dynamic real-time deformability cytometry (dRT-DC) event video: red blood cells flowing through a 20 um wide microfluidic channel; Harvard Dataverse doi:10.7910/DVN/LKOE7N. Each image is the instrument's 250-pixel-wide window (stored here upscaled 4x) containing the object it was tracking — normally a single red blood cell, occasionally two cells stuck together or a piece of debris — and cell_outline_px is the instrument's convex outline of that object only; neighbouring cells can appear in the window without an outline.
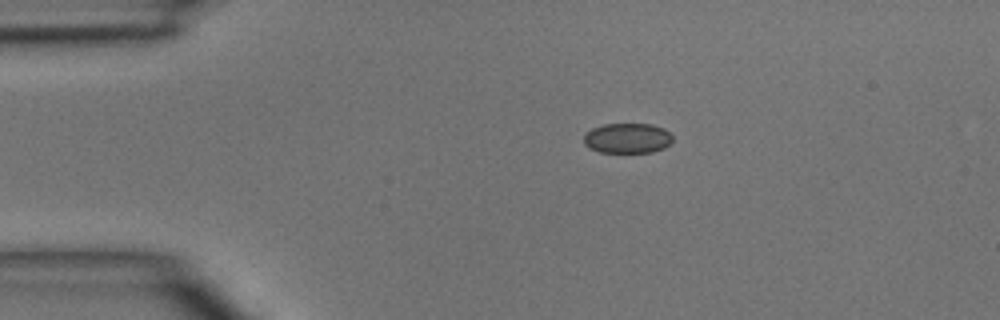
{"species": "common noctule bat (a hibernating species)", "species_latin": "Nyctalus noctula", "temperature_condition": "room temperature", "stored_images_in_passage": 2, "camera_frame_rate_fps": 3000, "um_per_image_px": 0.085, "animal": {"sex": "male", "body_mass_g": 15.6}, "frame": {"image": 1, "passage_image": 1, "time_ms": 0.0, "image_size_px": [1000, 320], "cell_outline_px": [[672, 140], [664, 148], [652, 152], [600, 152], [588, 148], [584, 144], [584, 132], [592, 128], [604, 124], [652, 124], [664, 128], [672, 136]], "centroid_in_image_um": [53.3, 11.74], "position_along_channel_um": 31.7, "area_um2": 15.66}}